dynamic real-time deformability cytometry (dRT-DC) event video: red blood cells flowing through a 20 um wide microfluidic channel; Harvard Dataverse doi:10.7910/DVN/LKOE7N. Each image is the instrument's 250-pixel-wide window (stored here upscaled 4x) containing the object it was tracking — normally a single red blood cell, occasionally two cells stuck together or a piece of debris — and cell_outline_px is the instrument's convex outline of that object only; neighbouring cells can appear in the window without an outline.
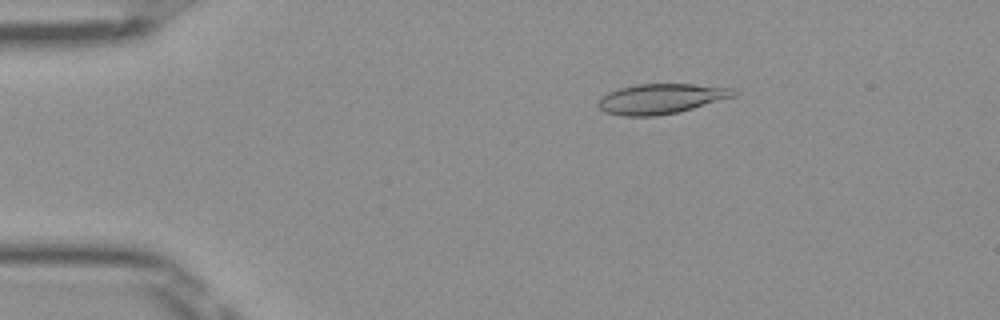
{"species": "Egyptian fruit bat (a non-hibernating species)", "species_latin": "Rousettus aegyptiacus", "temperature_condition": "room temperature", "stored_images_in_passage": 44, "camera_frame_rate_fps": 3000, "um_per_image_px": 0.085, "frame": {"image": 1, "passage_image": 3, "time_ms": 0.667, "image_size_px": [1000, 320], "cell_outline_px": [[740, 92], [736, 96], [692, 108], [676, 112], [656, 116], [620, 116], [604, 112], [596, 104], [600, 96], [608, 92], [620, 88], [636, 84], [692, 84], [732, 88]], "centroid_in_image_um": [56.15, 8.39], "position_along_channel_um": 28.8, "area_um2": 23.81}}
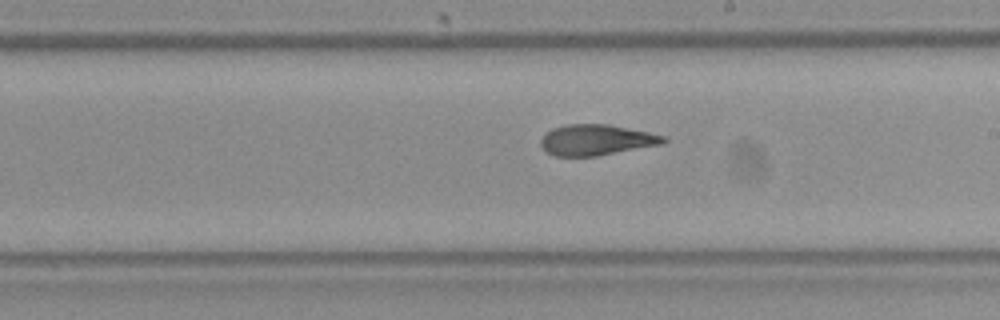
{"frame": {"image": 2, "passage_image": 23, "time_ms": 7.333, "image_size_px": [1000, 320], "cell_outline_px": [[668, 140], [664, 144], [596, 156], [552, 156], [540, 144], [540, 140], [544, 132], [552, 128], [568, 124], [608, 124], [668, 136]], "centroid_in_image_um": [50.7, 11.89], "position_along_channel_um": 238.3, "area_um2": 22.2}}
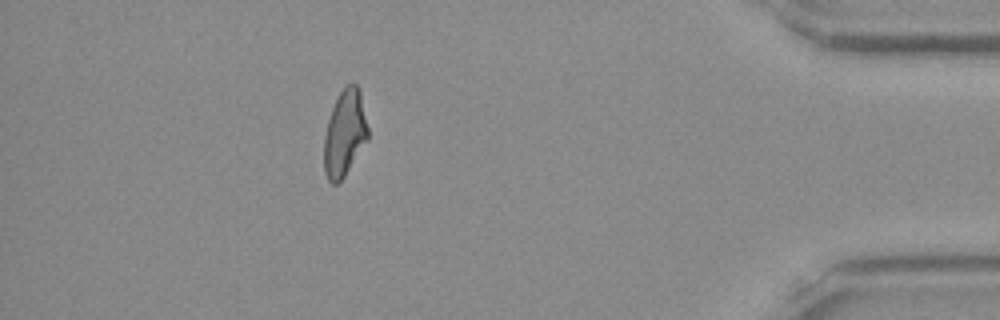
{"frame": {"image": 3, "passage_image": 39, "time_ms": 12.667, "image_size_px": [1000, 320], "cell_outline_px": [[368, 140], [344, 176], [336, 184], [332, 184], [328, 180], [324, 172], [324, 136], [328, 120], [332, 108], [340, 92], [348, 84], [356, 84], [360, 92], [368, 128]], "centroid_in_image_um": [29.29, 11.35], "position_along_channel_um": 405.9, "area_um2": 21.85}, "authors_computed_cell_mechanics": {"area_um2": 22.831, "velocity_mm_per_s": 4.0368, "shape_relaxation_time_tau1_ms": null, "shape_relaxation_time_tau2_ms": 2.3158, "deformation_change_tau1": null, "deformation_change_tau2": 0.1001}}